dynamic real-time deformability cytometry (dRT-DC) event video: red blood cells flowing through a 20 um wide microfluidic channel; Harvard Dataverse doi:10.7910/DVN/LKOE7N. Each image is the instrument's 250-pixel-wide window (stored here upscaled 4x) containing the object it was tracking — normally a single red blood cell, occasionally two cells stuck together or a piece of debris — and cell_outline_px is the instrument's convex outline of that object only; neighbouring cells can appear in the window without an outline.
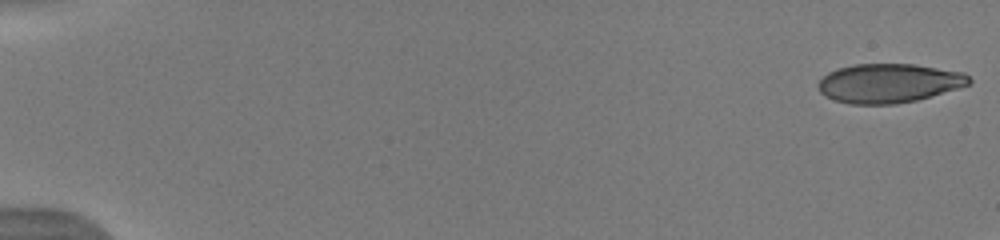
{"species": "human", "species_latin": "Homo sapiens", "temperature_condition": "warm", "stored_images_in_passage": 32, "camera_frame_rate_fps": 3000, "um_per_image_px": 0.085, "donor": {"sex": "male"}, "frame": {"image": 1, "passage_image": 1, "time_ms": 0.0, "image_size_px": [1000, 240], "cell_outline_px": [[972, 80], [968, 84], [956, 88], [916, 100], [896, 104], [848, 104], [824, 96], [820, 92], [816, 84], [828, 72], [836, 68], [856, 64], [916, 64], [964, 72]], "centroid_in_image_um": [75.51, 7.06], "position_along_channel_um": 9.5, "area_um2": 34.33}}
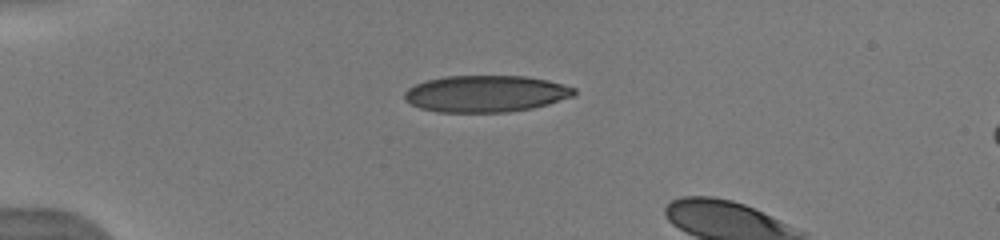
{"frame": {"image": 2, "passage_image": 25, "time_ms": 4.333, "image_size_px": [1000, 240], "cell_outline_px": [[576, 92], [572, 96], [548, 104], [532, 108], [508, 112], [436, 112], [420, 108], [404, 100], [404, 92], [408, 88], [416, 84], [428, 80], [444, 76], [524, 76], [548, 80], [576, 88]], "centroid_in_image_um": [41.27, 7.97], "position_along_channel_um": 43.7, "area_um2": 36.24}}